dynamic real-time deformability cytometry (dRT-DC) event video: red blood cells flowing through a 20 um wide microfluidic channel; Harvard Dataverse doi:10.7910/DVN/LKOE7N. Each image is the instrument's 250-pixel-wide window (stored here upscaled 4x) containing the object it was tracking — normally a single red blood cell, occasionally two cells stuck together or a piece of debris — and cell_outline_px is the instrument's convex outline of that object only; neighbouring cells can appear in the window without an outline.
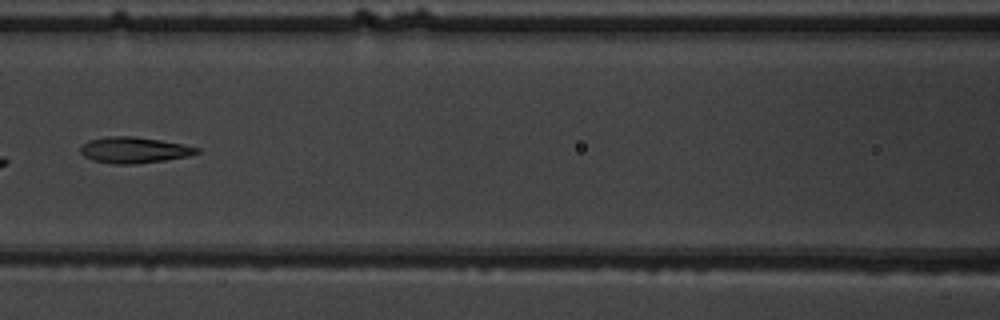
{"species": "common noctule bat (a hibernating species)", "species_latin": "Nyctalus noctula", "temperature_condition": "warm", "stored_images_in_passage": 9, "camera_frame_rate_fps": 3000, "um_per_image_px": 0.085, "animal": {"sex": "male", "body_mass_g": 19.5, "forearm_length_mm": 54.6}, "frame": {"image": 1, "passage_image": 7, "time_ms": 8.0, "image_size_px": [1000, 320], "cell_outline_px": [[200, 152], [188, 156], [164, 160], [136, 164], [112, 164], [92, 160], [84, 156], [80, 152], [80, 148], [88, 140], [104, 136], [132, 136], [160, 140], [184, 144], [200, 148]], "centroid_in_image_um": [11.38, 12.75], "position_along_channel_um": 155.2, "area_um2": 17.74}}
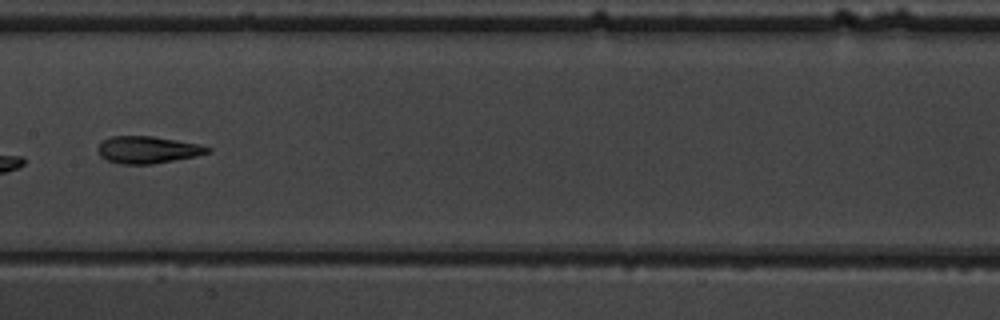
{"frame": {"image": 2, "passage_image": 8, "time_ms": 9.0, "image_size_px": [1000, 320], "cell_outline_px": [[212, 148], [208, 152], [196, 156], [152, 164], [120, 164], [108, 160], [100, 156], [96, 148], [104, 140], [112, 136], [152, 136], [200, 144]], "centroid_in_image_um": [12.54, 12.73], "position_along_channel_um": 194.9, "area_um2": 17.22}}
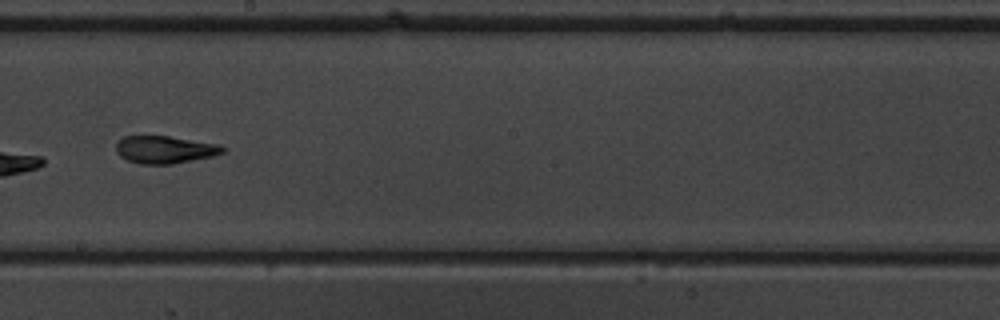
{"frame": {"image": 3, "passage_image": 9, "time_ms": 10.0, "image_size_px": [1000, 320], "cell_outline_px": [[224, 152], [212, 156], [172, 164], [140, 164], [128, 160], [120, 156], [116, 152], [116, 144], [124, 136], [168, 136], [216, 144], [224, 148]], "centroid_in_image_um": [13.96, 12.72], "position_along_channel_um": 234.2, "area_um2": 16.82}}